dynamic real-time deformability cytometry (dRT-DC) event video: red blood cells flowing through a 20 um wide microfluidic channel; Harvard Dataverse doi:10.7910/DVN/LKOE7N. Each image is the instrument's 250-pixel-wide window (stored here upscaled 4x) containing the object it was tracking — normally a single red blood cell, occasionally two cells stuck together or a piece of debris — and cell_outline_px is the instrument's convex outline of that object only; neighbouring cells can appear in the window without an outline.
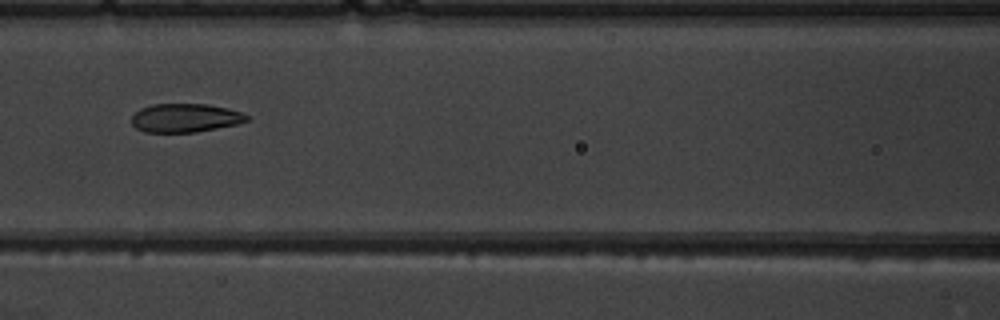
{"species": "common noctule bat (a hibernating species)", "species_latin": "Nyctalus noctula", "temperature_condition": "warm", "stored_images_in_passage": 7, "camera_frame_rate_fps": 3000, "um_per_image_px": 0.085, "animal": {"sex": "male", "body_mass_g": 19.5, "forearm_length_mm": 54.6}, "frame": {"image": 1, "passage_image": 7, "time_ms": 7.667, "image_size_px": [1000, 320], "cell_outline_px": [[248, 120], [236, 124], [196, 132], [144, 132], [136, 128], [132, 124], [132, 116], [140, 108], [152, 104], [208, 104], [228, 108], [240, 112], [248, 116]], "centroid_in_image_um": [15.71, 10.02], "position_along_channel_um": 150.9, "area_um2": 19.13}}